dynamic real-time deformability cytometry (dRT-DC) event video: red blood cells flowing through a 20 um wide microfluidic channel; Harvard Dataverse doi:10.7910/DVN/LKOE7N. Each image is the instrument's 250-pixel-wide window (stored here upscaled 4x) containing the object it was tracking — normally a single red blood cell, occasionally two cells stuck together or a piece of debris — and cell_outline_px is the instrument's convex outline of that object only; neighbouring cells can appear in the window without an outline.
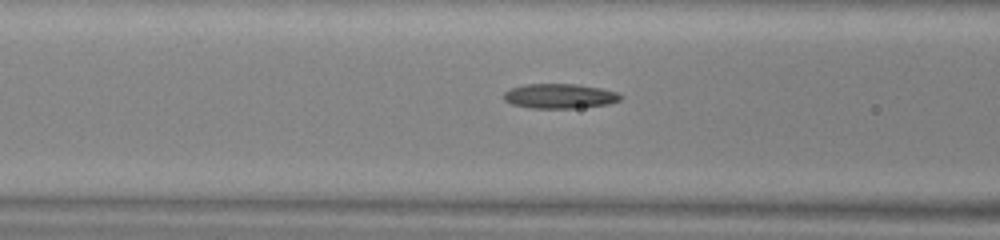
{"species": "common noctule bat (a hibernating species)", "species_latin": "Nyctalus noctula", "temperature_condition": "warm", "stored_images_in_passage": 40, "camera_frame_rate_fps": 3000, "um_per_image_px": 0.085, "animal": {"sex": "male", "body_mass_g": 13.0, "forearm_length_mm": 53.1}, "frame": {"image": 1, "passage_image": 20, "time_ms": 6.333, "image_size_px": [1000, 240], "cell_outline_px": [[620, 100], [608, 104], [572, 108], [532, 108], [512, 104], [504, 100], [504, 92], [512, 88], [524, 84], [576, 84], [600, 88], [616, 92], [620, 96]], "centroid_in_image_um": [47.53, 8.16], "position_along_channel_um": 119.1, "area_um2": 16.59}}
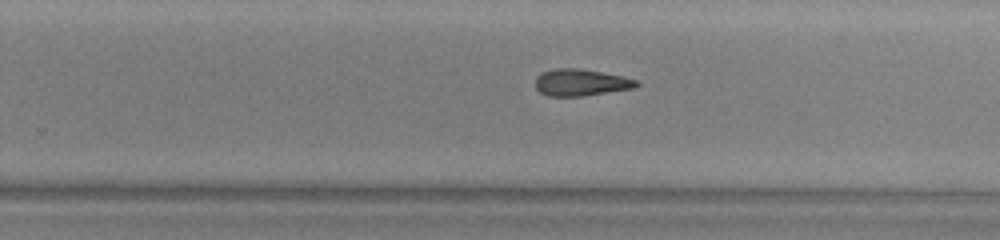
{"frame": {"image": 2, "passage_image": 32, "time_ms": 10.333, "image_size_px": [1000, 240], "cell_outline_px": [[640, 84], [632, 88], [584, 96], [548, 96], [540, 92], [536, 88], [536, 76], [540, 72], [556, 68], [576, 68], [624, 76], [636, 80]], "centroid_in_image_um": [49.34, 7.01], "position_along_channel_um": 280.5, "area_um2": 15.72}}
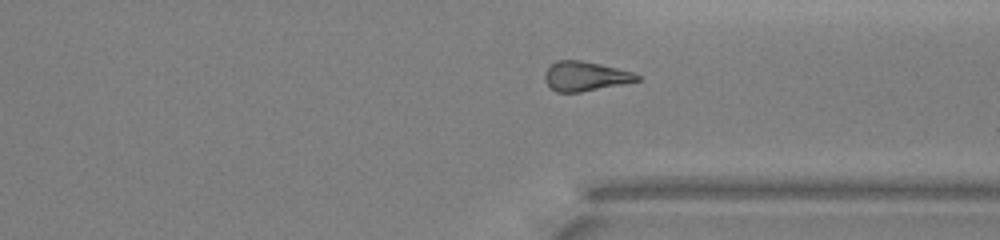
{"frame": {"image": 3, "passage_image": 38, "time_ms": 12.333, "image_size_px": [1000, 240], "cell_outline_px": [[644, 80], [580, 92], [556, 92], [544, 80], [544, 72], [556, 60], [580, 60], [600, 64], [632, 72], [644, 76]], "centroid_in_image_um": [49.79, 6.48], "position_along_channel_um": 361.6, "area_um2": 15.95}}